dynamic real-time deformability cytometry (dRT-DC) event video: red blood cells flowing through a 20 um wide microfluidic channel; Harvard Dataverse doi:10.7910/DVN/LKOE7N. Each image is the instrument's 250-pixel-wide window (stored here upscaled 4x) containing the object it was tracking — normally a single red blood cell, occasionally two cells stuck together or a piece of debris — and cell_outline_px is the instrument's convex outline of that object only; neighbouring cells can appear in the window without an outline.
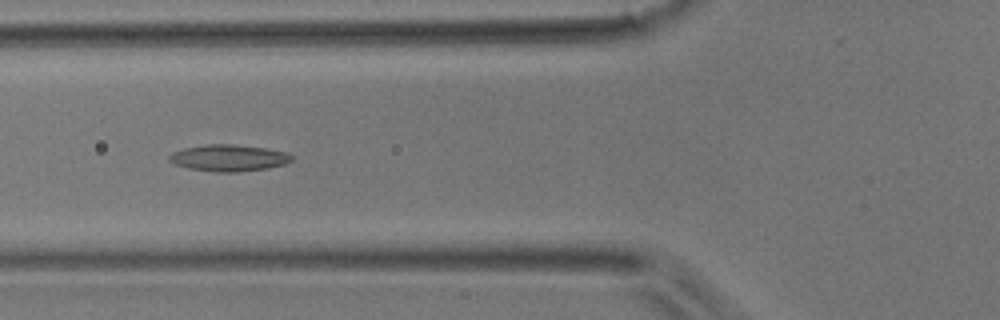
{"species": "common noctule bat (a hibernating species)", "species_latin": "Nyctalus noctula", "temperature_condition": "room temperature", "stored_images_in_passage": 32, "camera_frame_rate_fps": 3000, "um_per_image_px": 0.085, "animal": {"sex": "male", "body_mass_g": 17.9}, "frame": {"image": 1, "passage_image": 3, "time_ms": 0.667, "image_size_px": [1000, 320], "cell_outline_px": [[292, 160], [284, 164], [268, 168], [236, 172], [216, 172], [188, 168], [176, 164], [168, 160], [168, 156], [172, 152], [184, 148], [208, 144], [236, 144], [264, 148], [284, 152], [292, 156]], "centroid_in_image_um": [19.41, 13.42], "position_along_channel_um": 106.4, "area_um2": 18.84}}
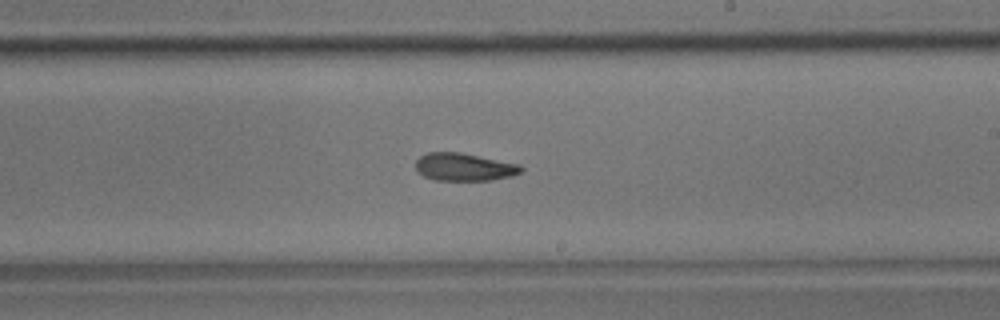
{"frame": {"image": 2, "passage_image": 13, "time_ms": 4.0, "image_size_px": [1000, 320], "cell_outline_px": [[524, 168], [520, 172], [512, 176], [492, 180], [432, 180], [416, 172], [416, 160], [420, 156], [428, 152], [460, 152], [520, 164]], "centroid_in_image_um": [39.44, 14.19], "position_along_channel_um": 249.6, "area_um2": 17.17}}
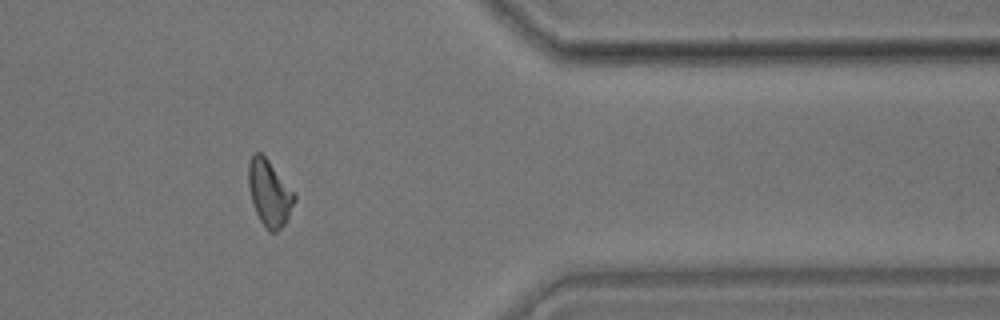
{"frame": {"image": 3, "passage_image": 24, "time_ms": 7.667, "image_size_px": [1000, 320], "cell_outline_px": [[296, 200], [284, 224], [276, 232], [268, 232], [260, 220], [256, 212], [248, 188], [248, 164], [252, 152], [260, 152], [268, 160], [296, 196]], "centroid_in_image_um": [22.87, 16.4], "position_along_channel_um": 388.5, "area_um2": 17.46}}